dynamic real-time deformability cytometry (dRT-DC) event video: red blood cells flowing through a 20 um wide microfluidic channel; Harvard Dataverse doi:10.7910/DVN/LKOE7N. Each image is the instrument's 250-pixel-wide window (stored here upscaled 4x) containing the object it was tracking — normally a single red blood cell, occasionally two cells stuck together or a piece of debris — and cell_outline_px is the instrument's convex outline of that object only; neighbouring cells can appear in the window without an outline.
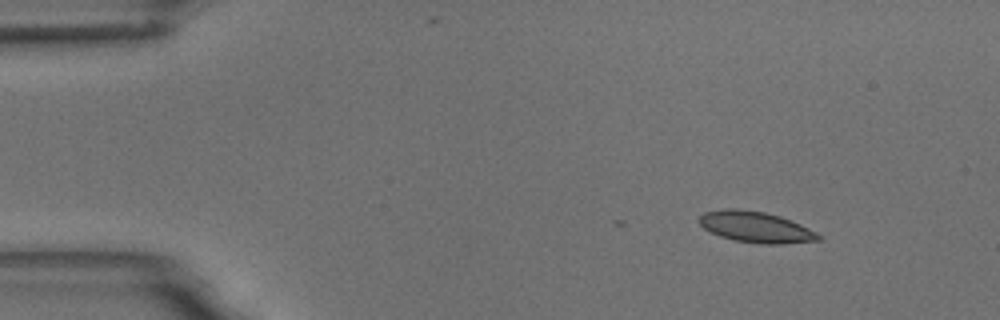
{"species": "common noctule bat (a hibernating species)", "species_latin": "Nyctalus noctula", "temperature_condition": "room temperature", "stored_images_in_passage": 2, "camera_frame_rate_fps": 3000, "um_per_image_px": 0.085, "animal": {"sex": "male", "body_mass_g": 18.8}, "frame": {"image": 1, "passage_image": 2, "time_ms": 0.333, "image_size_px": [1000, 320], "cell_outline_px": [[824, 236], [820, 240], [784, 244], [760, 244], [736, 240], [720, 236], [704, 228], [696, 220], [704, 212], [724, 208], [736, 208], [764, 212], [780, 216], [800, 224]], "centroid_in_image_um": [64.24, 19.29], "position_along_channel_um": 20.8, "area_um2": 21.62}}